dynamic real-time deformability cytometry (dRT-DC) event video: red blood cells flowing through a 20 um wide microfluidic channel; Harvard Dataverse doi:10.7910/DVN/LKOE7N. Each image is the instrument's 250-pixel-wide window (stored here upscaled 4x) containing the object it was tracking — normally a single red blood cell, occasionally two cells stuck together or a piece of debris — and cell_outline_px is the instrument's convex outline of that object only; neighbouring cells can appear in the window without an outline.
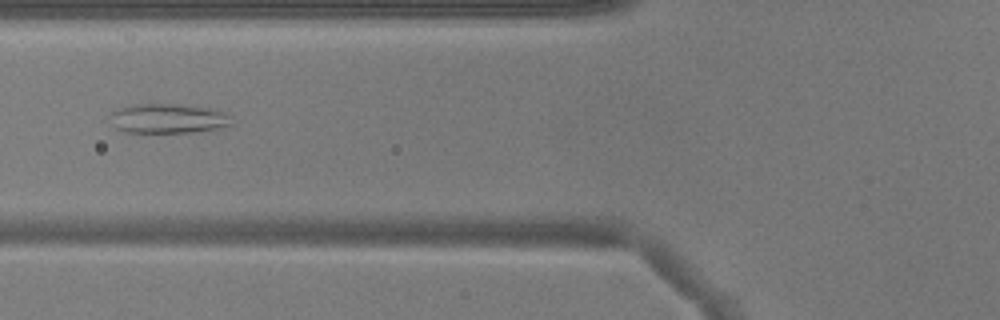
{"species": "common noctule bat (a hibernating species)", "species_latin": "Nyctalus noctula", "temperature_condition": "warm", "stored_images_in_passage": 37, "segment_of_instrument_passage": [1, 2], "camera_frame_rate_fps": 3000, "um_per_image_px": 0.085, "animal": {"sex": "male", "body_mass_g": 17.9}, "frame": {"image": 1, "passage_image": 6, "time_ms": 1.667, "image_size_px": [1000, 320], "cell_outline_px": [[232, 124], [216, 128], [196, 132], [124, 132], [116, 128], [112, 112], [120, 108], [132, 104], [180, 104], [216, 108], [228, 112]], "centroid_in_image_um": [14.38, 10.05], "position_along_channel_um": 111.4, "area_um2": 20.87}}
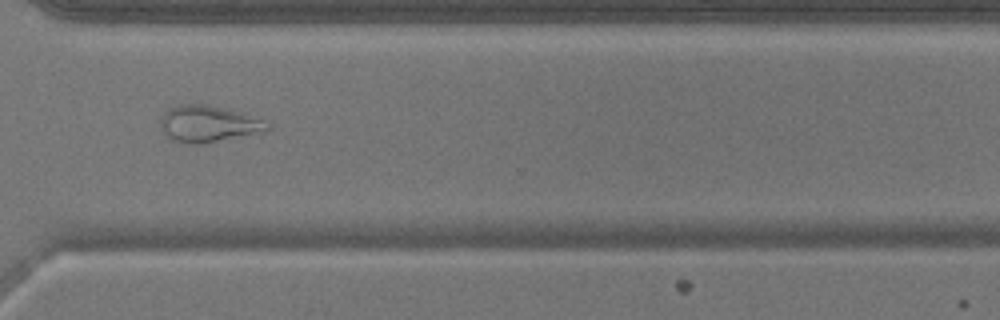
{"frame": {"image": 2, "passage_image": 24, "time_ms": 7.667, "image_size_px": [1000, 320], "cell_outline_px": [[272, 128], [264, 132], [200, 144], [192, 144], [168, 140], [160, 128], [160, 116], [168, 108], [180, 104], [204, 104], [228, 108], [264, 120]], "centroid_in_image_um": [17.66, 10.53], "position_along_channel_um": 352.9, "area_um2": 23.12}}
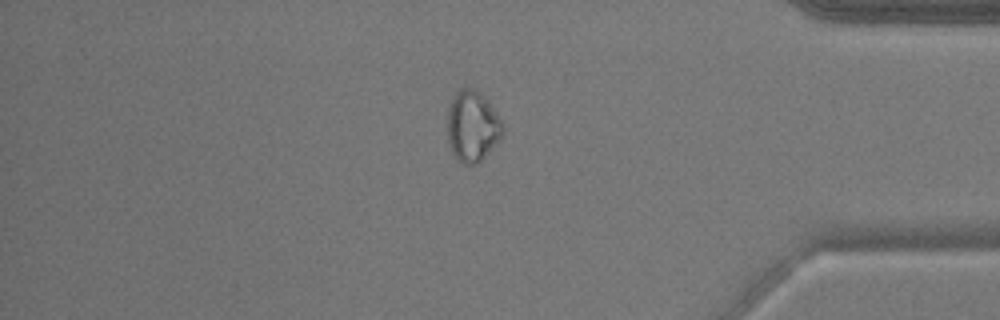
{"frame": {"image": 3, "passage_image": 29, "time_ms": 9.333, "image_size_px": [1000, 320], "cell_outline_px": [[504, 136], [476, 164], [464, 164], [452, 152], [448, 140], [448, 104], [456, 92], [460, 88], [472, 88], [480, 92], [488, 100], [504, 124]], "centroid_in_image_um": [40.17, 10.7], "position_along_channel_um": 395.0, "area_um2": 22.89}}